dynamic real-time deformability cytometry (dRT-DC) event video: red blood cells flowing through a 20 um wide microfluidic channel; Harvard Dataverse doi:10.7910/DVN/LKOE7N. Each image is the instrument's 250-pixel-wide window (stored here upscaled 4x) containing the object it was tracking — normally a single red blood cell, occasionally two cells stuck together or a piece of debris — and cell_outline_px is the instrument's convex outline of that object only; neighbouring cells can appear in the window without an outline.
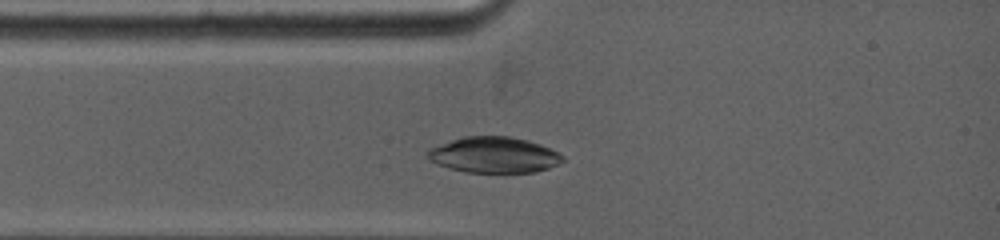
{"species": "common noctule bat (a hibernating species)", "species_latin": "Nyctalus noctula", "temperature_condition": "warm", "stored_images_in_passage": 4, "camera_frame_rate_fps": 5000, "um_per_image_px": 0.085, "animal": {"sex": "female", "body_mass_g": 19.0, "forearm_length_mm": 53.3}, "frame": {"image": 1, "passage_image": 2, "time_ms": 0.6, "image_size_px": [1000, 240], "cell_outline_px": [[564, 160], [548, 168], [536, 172], [464, 172], [448, 168], [436, 164], [428, 156], [428, 152], [432, 148], [452, 140], [464, 136], [508, 136], [528, 140], [540, 144], [564, 156]], "centroid_in_image_um": [42.0, 13.17], "position_along_channel_um": 43.0, "area_um2": 27.86}}
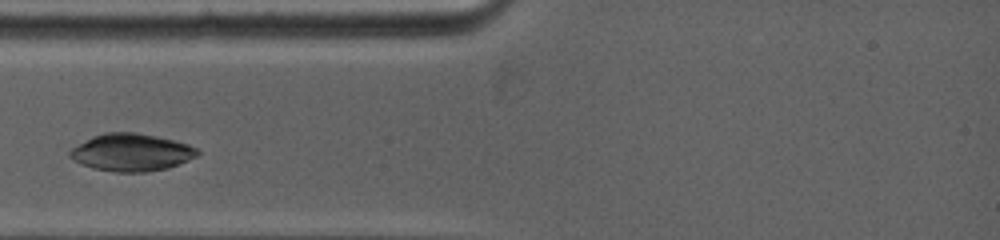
{"frame": {"image": 2, "passage_image": 3, "time_ms": 1.4, "image_size_px": [1000, 240], "cell_outline_px": [[200, 152], [196, 156], [188, 160], [168, 168], [148, 172], [116, 172], [92, 168], [80, 164], [72, 160], [68, 156], [68, 152], [72, 148], [92, 136], [104, 132], [136, 132], [156, 136], [188, 144], [196, 148]], "centroid_in_image_um": [11.13, 12.95], "position_along_channel_um": 73.9, "area_um2": 27.92}}